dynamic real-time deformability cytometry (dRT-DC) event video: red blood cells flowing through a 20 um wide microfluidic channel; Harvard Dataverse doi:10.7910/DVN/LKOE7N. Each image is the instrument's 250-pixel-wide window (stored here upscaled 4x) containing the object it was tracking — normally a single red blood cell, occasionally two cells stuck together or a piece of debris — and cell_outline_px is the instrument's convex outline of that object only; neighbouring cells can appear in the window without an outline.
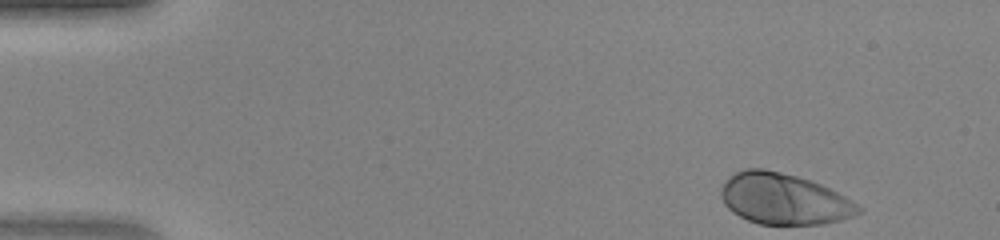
{"species": "human", "species_latin": "Homo sapiens", "temperature_condition": "warm", "stored_images_in_passage": 43, "camera_frame_rate_fps": 3000, "um_per_image_px": 0.085, "donor": {"sex": "female"}, "frame": {"image": 1, "passage_image": 1, "time_ms": 0.0, "image_size_px": [1000, 240], "cell_outline_px": [[864, 212], [840, 220], [824, 224], [760, 224], [748, 220], [732, 212], [724, 204], [720, 196], [720, 192], [728, 176], [744, 168], [764, 168], [796, 176], [820, 184], [844, 196], [864, 208]], "centroid_in_image_um": [66.62, 16.91], "position_along_channel_um": 18.4, "area_um2": 40.81}}
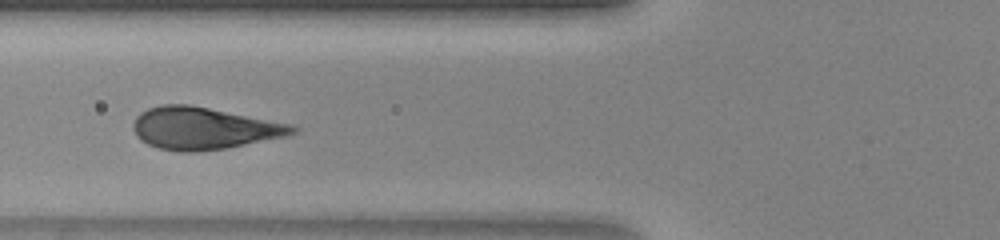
{"frame": {"image": 2, "passage_image": 15, "time_ms": 4.667, "image_size_px": [1000, 240], "cell_outline_px": [[300, 128], [296, 132], [284, 136], [224, 148], [196, 152], [180, 152], [160, 148], [148, 144], [140, 140], [136, 136], [132, 128], [132, 124], [136, 116], [140, 112], [148, 108], [160, 104], [188, 104], [292, 124]], "centroid_in_image_um": [17.25, 10.9], "position_along_channel_um": 108.5, "area_um2": 38.9}}
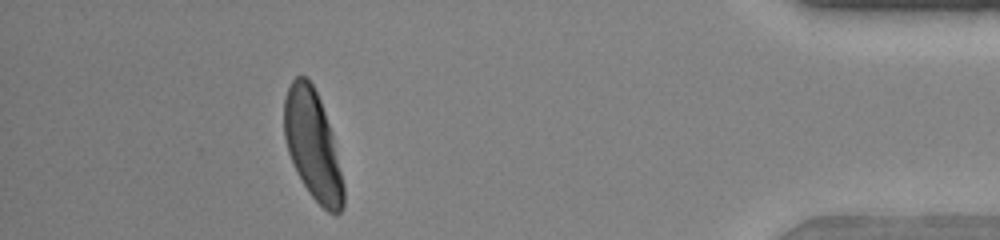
{"frame": {"image": 3, "passage_image": 39, "time_ms": 12.667, "image_size_px": [1000, 240], "cell_outline_px": [[344, 208], [336, 216], [328, 212], [308, 192], [296, 172], [288, 152], [284, 136], [284, 100], [288, 88], [292, 80], [296, 76], [304, 76], [312, 84], [320, 100], [332, 132], [344, 184]], "centroid_in_image_um": [26.59, 12.37], "position_along_channel_um": 408.6, "area_um2": 37.63}}